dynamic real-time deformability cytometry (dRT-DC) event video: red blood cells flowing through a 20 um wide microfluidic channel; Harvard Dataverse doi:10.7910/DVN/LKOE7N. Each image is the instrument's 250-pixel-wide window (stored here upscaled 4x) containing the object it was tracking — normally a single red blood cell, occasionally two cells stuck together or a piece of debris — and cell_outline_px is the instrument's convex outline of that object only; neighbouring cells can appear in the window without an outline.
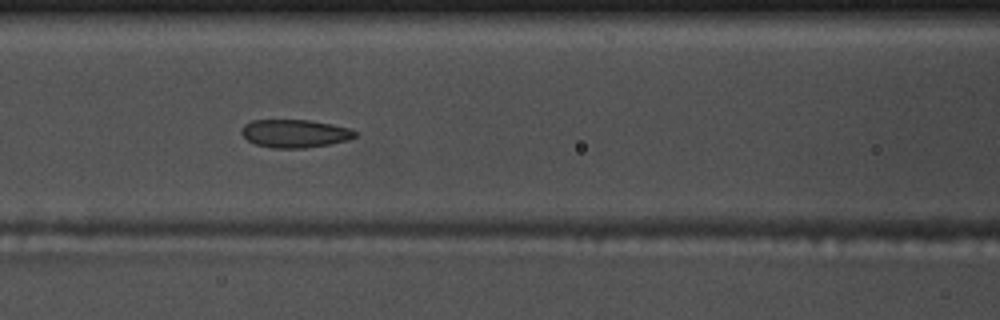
{"species": "common noctule bat (a hibernating species)", "species_latin": "Nyctalus noctula", "temperature_condition": "warm", "stored_images_in_passage": 24, "camera_frame_rate_fps": 3000, "um_per_image_px": 0.085, "animal": {"sex": "male", "body_mass_g": 17.5, "forearm_length_mm": 52.3}, "frame": {"image": 1, "passage_image": 11, "time_ms": 3.333, "image_size_px": [1000, 320], "cell_outline_px": [[356, 136], [348, 140], [328, 144], [304, 148], [272, 148], [256, 144], [248, 140], [240, 132], [244, 124], [252, 120], [308, 120], [332, 124], [348, 128], [356, 132]], "centroid_in_image_um": [25.04, 11.34], "position_along_channel_um": 141.6, "area_um2": 18.44}}